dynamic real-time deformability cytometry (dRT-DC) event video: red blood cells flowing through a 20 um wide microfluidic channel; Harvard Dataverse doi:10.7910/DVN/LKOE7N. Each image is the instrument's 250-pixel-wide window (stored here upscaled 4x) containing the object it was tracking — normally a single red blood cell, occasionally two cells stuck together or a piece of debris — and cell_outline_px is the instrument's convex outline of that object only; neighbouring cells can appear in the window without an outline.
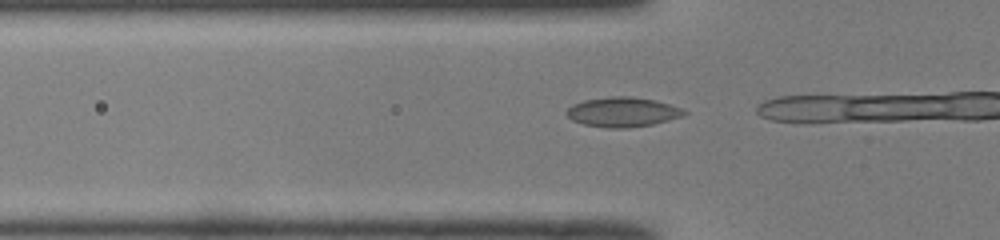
{"species": "common noctule bat (a hibernating species)", "species_latin": "Nyctalus noctula", "temperature_condition": "room temperature", "stored_images_in_passage": 16, "camera_frame_rate_fps": 3000, "um_per_image_px": 0.085, "animal": {"sex": "male", "body_mass_g": 19.0, "forearm_length_mm": 50.8}, "frame": {"image": 1, "passage_image": 13, "time_ms": 4.0, "image_size_px": [1000, 240], "cell_outline_px": [[688, 112], [684, 116], [652, 124], [624, 128], [608, 128], [584, 124], [572, 120], [564, 112], [572, 104], [584, 100], [612, 96], [632, 96], [656, 100], [680, 108]], "centroid_in_image_um": [52.91, 9.51], "position_along_channel_um": 72.9, "area_um2": 20.29}}